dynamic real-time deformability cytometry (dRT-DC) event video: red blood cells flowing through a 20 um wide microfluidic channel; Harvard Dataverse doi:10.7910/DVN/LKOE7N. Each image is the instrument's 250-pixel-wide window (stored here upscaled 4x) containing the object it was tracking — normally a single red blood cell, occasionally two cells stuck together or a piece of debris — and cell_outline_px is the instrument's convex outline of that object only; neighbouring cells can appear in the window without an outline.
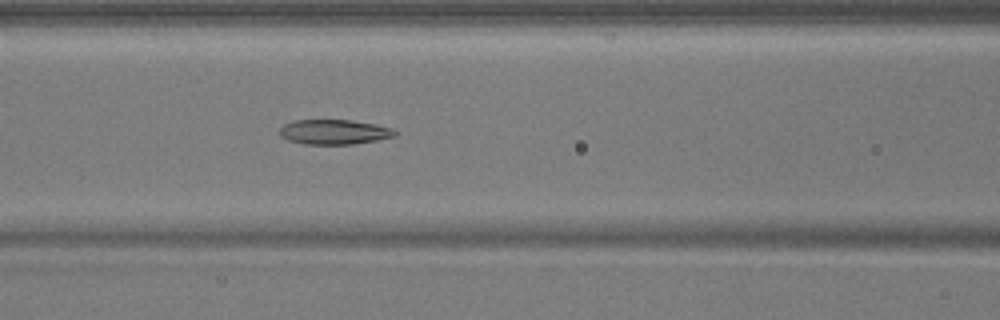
{"species": "common noctule bat (a hibernating species)", "species_latin": "Nyctalus noctula", "temperature_condition": "warm", "stored_images_in_passage": 51, "camera_frame_rate_fps": 3000, "um_per_image_px": 0.085, "animal": {"sex": "male", "body_mass_g": 17.9}, "frame": {"image": 1, "passage_image": 22, "time_ms": 7.0, "image_size_px": [1000, 320], "cell_outline_px": [[396, 132], [392, 136], [376, 140], [352, 144], [304, 144], [288, 140], [280, 136], [280, 128], [284, 124], [296, 120], [348, 120], [372, 124], [388, 128]], "centroid_in_image_um": [28.3, 11.22], "position_along_channel_um": 138.3, "area_um2": 16.24}}
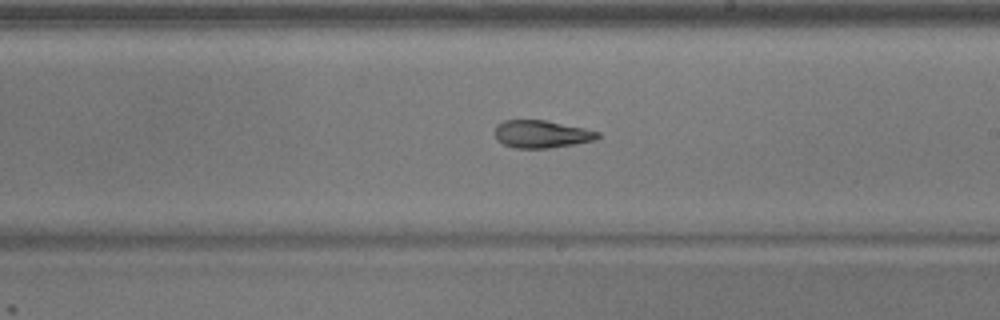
{"frame": {"image": 2, "passage_image": 30, "time_ms": 9.667, "image_size_px": [1000, 320], "cell_outline_px": [[600, 136], [592, 140], [572, 144], [544, 148], [516, 148], [504, 144], [496, 136], [496, 128], [504, 120], [544, 120], [584, 128], [600, 132]], "centroid_in_image_um": [46.04, 11.39], "position_along_channel_um": 243.0, "area_um2": 16.01}}
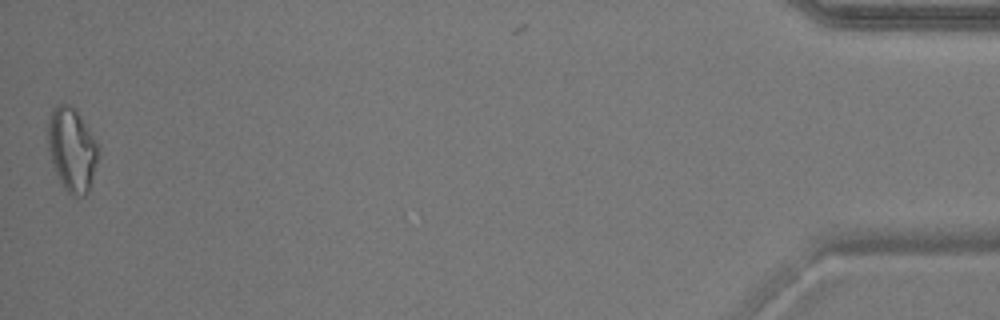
{"frame": {"image": 3, "passage_image": 51, "time_ms": 16.667, "image_size_px": [1000, 320], "cell_outline_px": [[96, 160], [88, 192], [84, 196], [80, 196], [68, 192], [60, 180], [52, 164], [48, 148], [48, 124], [52, 112], [56, 104], [68, 104], [76, 108], [96, 144]], "centroid_in_image_um": [6.07, 12.68], "position_along_channel_um": 429.1, "area_um2": 23.58}}